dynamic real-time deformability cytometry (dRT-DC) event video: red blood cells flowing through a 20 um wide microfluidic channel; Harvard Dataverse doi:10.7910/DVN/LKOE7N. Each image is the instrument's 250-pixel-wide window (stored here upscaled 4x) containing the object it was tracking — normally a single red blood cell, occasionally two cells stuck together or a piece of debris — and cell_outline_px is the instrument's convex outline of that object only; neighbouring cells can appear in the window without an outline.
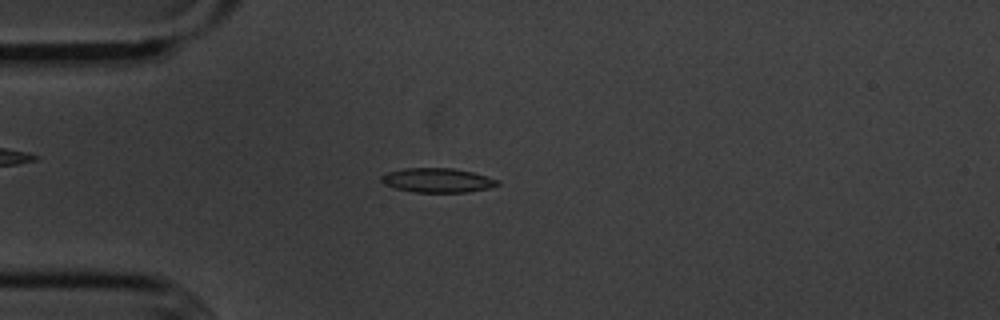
{"species": "common noctule bat (a hibernating species)", "species_latin": "Nyctalus noctula", "temperature_condition": "cold", "stored_images_in_passage": 6, "camera_frame_rate_fps": 3000, "um_per_image_px": 0.085, "animal": {"sex": "male", "body_mass_g": 20.1, "forearm_length_mm": 53.5}, "frame": {"image": 1, "passage_image": 4, "time_ms": 3.667, "image_size_px": [1000, 320], "cell_outline_px": [[500, 184], [488, 188], [468, 192], [416, 192], [396, 188], [384, 184], [380, 180], [380, 176], [388, 172], [404, 168], [452, 168], [472, 172], [500, 180]], "centroid_in_image_um": [37.18, 15.32], "position_along_channel_um": 47.8, "area_um2": 16.42}}
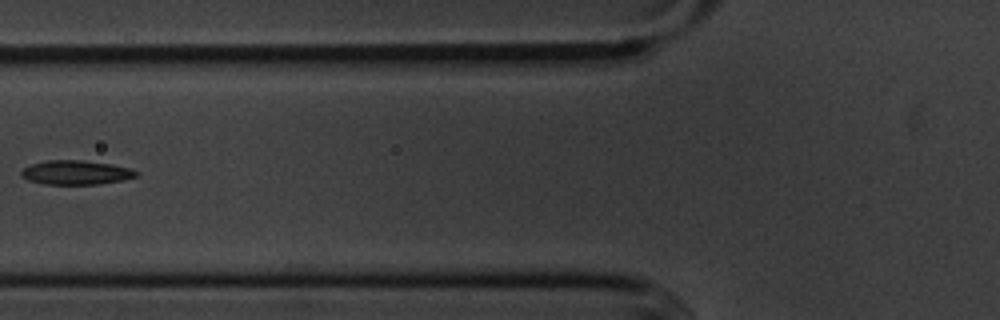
{"frame": {"image": 2, "passage_image": 6, "time_ms": 6.0, "image_size_px": [1000, 320], "cell_outline_px": [[136, 176], [124, 180], [96, 184], [44, 184], [28, 180], [20, 176], [20, 172], [24, 168], [32, 164], [48, 160], [84, 160], [112, 164], [132, 168], [136, 172]], "centroid_in_image_um": [6.45, 14.66], "position_along_channel_um": 119.4, "area_um2": 16.18}}